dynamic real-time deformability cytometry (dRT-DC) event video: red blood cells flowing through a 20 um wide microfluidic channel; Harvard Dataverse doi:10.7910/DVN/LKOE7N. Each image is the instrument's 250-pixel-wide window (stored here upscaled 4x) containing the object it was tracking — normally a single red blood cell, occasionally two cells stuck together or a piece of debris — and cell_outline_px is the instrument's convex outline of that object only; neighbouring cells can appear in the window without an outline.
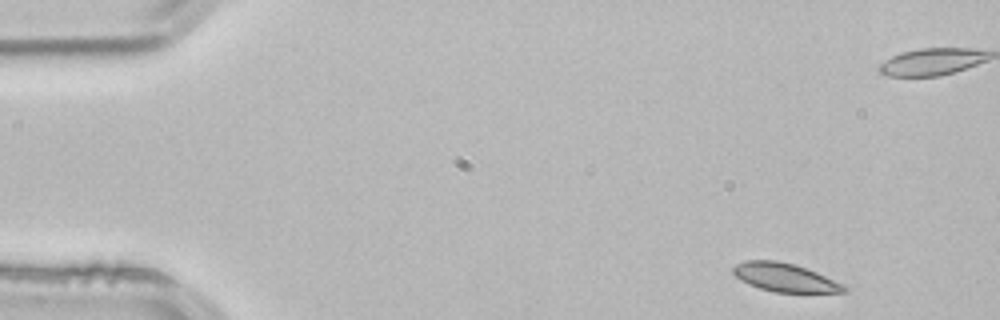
{"species": "common noctule bat (a hibernating species)", "species_latin": "Nyctalus noctula", "temperature_condition": "room temperature", "stored_images_in_passage": 4, "camera_frame_rate_fps": 3000, "um_per_image_px": 0.085, "animal": {"sex": "male", "body_mass_g": 21.5, "forearm_length_mm": 52.0}, "frame": {"image": 1, "passage_image": 1, "time_ms": 0.0, "image_size_px": [1000, 320], "cell_outline_px": [[848, 292], [776, 292], [760, 288], [748, 284], [740, 280], [732, 272], [732, 268], [736, 264], [744, 260], [776, 260], [796, 264], [816, 272], [844, 284], [848, 288]], "centroid_in_image_um": [66.71, 23.57], "position_along_channel_um": 18.3, "area_um2": 18.44}}
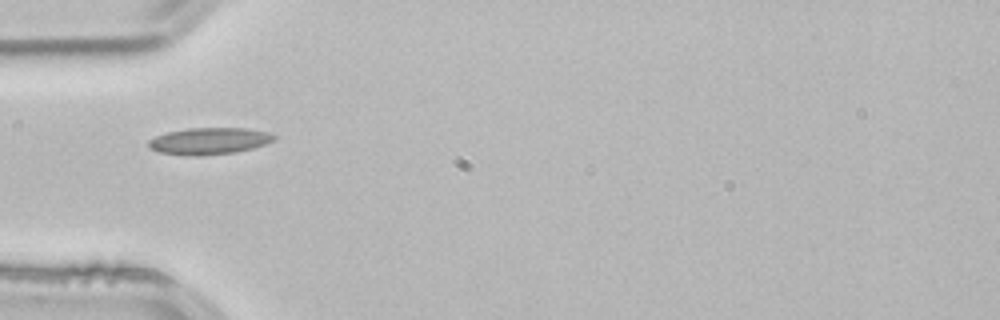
{"frame": {"image": 2, "passage_image": 4, "time_ms": 1.0, "image_size_px": [1000, 320], "cell_outline_px": [[276, 136], [272, 140], [264, 144], [252, 148], [236, 152], [196, 156], [192, 156], [160, 152], [148, 148], [148, 140], [156, 136], [168, 132], [188, 128], [244, 128], [268, 132]], "centroid_in_image_um": [17.74, 11.98], "position_along_channel_um": 67.3, "area_um2": 19.36}}